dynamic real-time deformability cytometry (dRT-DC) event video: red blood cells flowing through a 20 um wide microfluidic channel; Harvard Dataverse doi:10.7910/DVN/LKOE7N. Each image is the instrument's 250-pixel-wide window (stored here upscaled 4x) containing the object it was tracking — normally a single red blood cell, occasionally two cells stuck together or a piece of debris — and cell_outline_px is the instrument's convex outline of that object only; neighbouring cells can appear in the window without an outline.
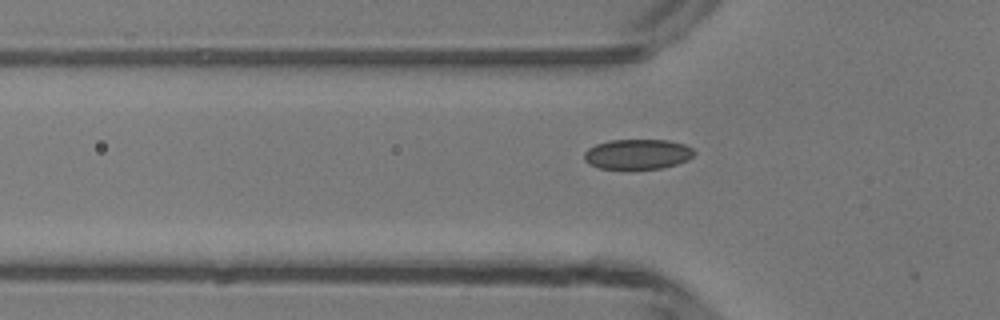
{"species": "common noctule bat (a hibernating species)", "species_latin": "Nyctalus noctula", "temperature_condition": "room temperature", "stored_images_in_passage": 16, "camera_frame_rate_fps": 3000, "um_per_image_px": 0.085, "animal": {"sex": "male", "body_mass_g": 13.3}, "frame": {"image": 1, "passage_image": 5, "time_ms": 1.333, "image_size_px": [1000, 320], "cell_outline_px": [[696, 152], [688, 160], [676, 164], [660, 168], [600, 168], [588, 164], [584, 160], [584, 152], [588, 148], [596, 144], [608, 140], [668, 140], [684, 144], [692, 148]], "centroid_in_image_um": [54.18, 13.09], "position_along_channel_um": 71.6, "area_um2": 19.19}}
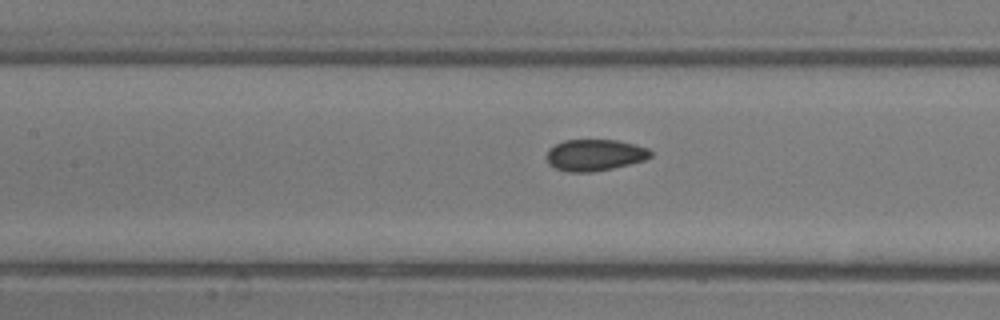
{"frame": {"image": 2, "passage_image": 11, "time_ms": 3.333, "image_size_px": [1000, 320], "cell_outline_px": [[652, 156], [644, 160], [612, 168], [592, 172], [568, 172], [556, 168], [548, 164], [548, 148], [564, 140], [616, 140], [636, 144], [648, 148], [652, 152]], "centroid_in_image_um": [50.57, 13.17], "position_along_channel_um": 156.8, "area_um2": 19.02}}
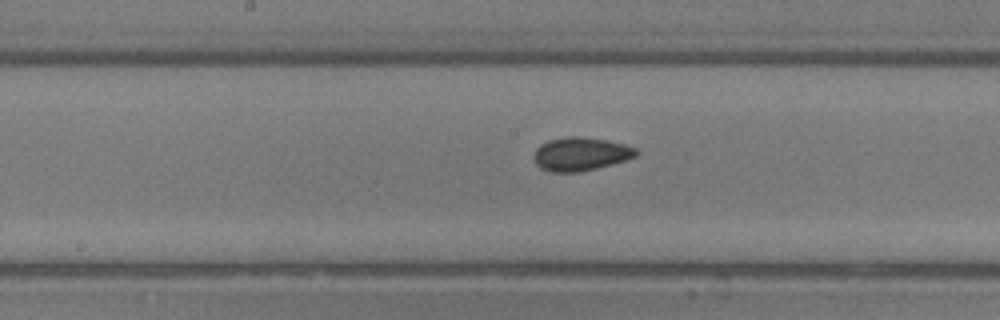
{"frame": {"image": 3, "passage_image": 14, "time_ms": 4.333, "image_size_px": [1000, 320], "cell_outline_px": [[640, 152], [636, 156], [628, 160], [580, 172], [552, 172], [540, 168], [536, 164], [536, 148], [540, 144], [548, 140], [568, 136], [576, 136], [608, 140], [624, 144], [636, 148]], "centroid_in_image_um": [49.39, 13.09], "position_along_channel_um": 198.8, "area_um2": 19.94}}